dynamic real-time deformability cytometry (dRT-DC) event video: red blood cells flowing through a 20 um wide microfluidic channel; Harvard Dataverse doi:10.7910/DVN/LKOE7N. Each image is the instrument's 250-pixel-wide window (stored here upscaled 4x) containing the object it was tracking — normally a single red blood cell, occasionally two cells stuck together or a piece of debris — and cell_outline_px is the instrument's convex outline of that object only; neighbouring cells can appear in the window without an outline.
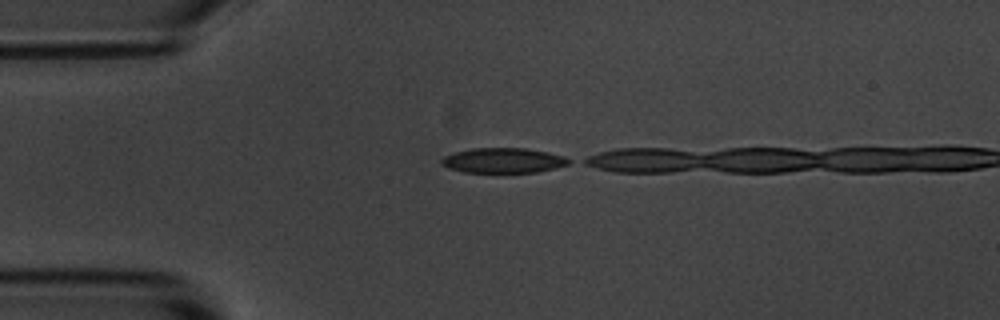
{"species": "common noctule bat (a hibernating species)", "species_latin": "Nyctalus noctula", "temperature_condition": "room temperature", "stored_images_in_passage": 5, "camera_frame_rate_fps": 3000, "um_per_image_px": 0.085, "animal": {"sex": "male", "body_mass_g": 20.1, "forearm_length_mm": 53.5}, "frame": {"image": 1, "passage_image": 1, "time_ms": 0.0, "image_size_px": [1000, 320], "cell_outline_px": [[572, 160], [568, 164], [556, 168], [536, 172], [464, 172], [448, 168], [440, 164], [440, 160], [444, 156], [456, 152], [472, 148], [524, 148], [548, 152], [564, 156]], "centroid_in_image_um": [42.77, 13.64], "position_along_channel_um": 42.2, "area_um2": 18.55}}